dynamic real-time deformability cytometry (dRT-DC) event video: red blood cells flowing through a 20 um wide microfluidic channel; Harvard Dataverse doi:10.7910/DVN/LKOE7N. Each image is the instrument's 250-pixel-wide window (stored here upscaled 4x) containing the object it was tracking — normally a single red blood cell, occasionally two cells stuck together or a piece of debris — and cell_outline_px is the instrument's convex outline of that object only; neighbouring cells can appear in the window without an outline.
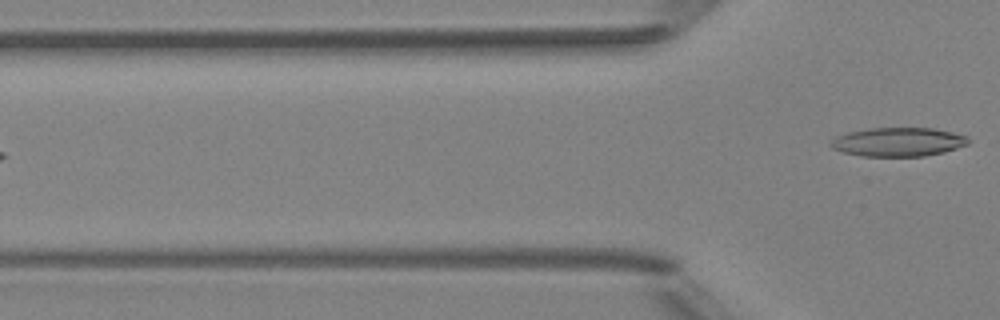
{"species": "Egyptian fruit bat (a non-hibernating species)", "species_latin": "Rousettus aegyptiacus", "temperature_condition": "room temperature", "stored_images_in_passage": 6, "camera_frame_rate_fps": 3000, "um_per_image_px": 0.085, "animal": {"sex": "female"}, "frame": {"image": 1, "passage_image": 6, "time_ms": 6.667, "image_size_px": [1000, 320], "cell_outline_px": [[968, 144], [944, 152], [924, 156], [864, 156], [844, 152], [832, 148], [828, 144], [836, 136], [848, 132], [868, 128], [932, 128], [952, 132], [968, 136]], "centroid_in_image_um": [76.33, 12.06], "position_along_channel_um": 49.5, "area_um2": 23.06}}